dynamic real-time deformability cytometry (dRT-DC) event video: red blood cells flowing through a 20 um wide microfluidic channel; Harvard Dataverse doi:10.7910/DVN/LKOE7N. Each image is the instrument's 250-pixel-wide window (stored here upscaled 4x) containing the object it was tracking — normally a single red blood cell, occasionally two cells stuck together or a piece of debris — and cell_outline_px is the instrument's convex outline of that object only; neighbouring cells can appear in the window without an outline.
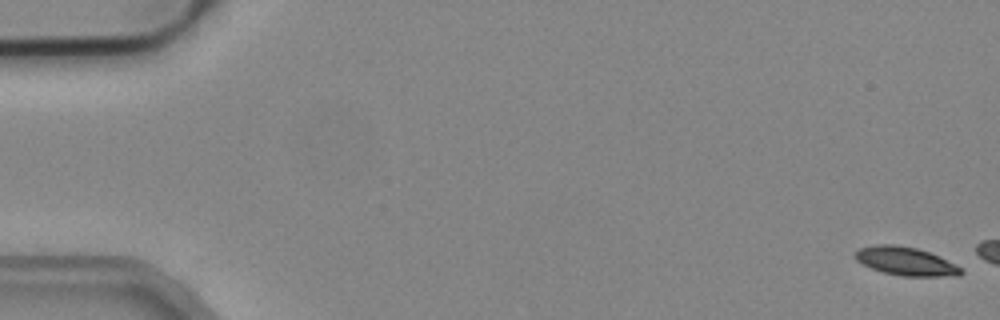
{"species": "common noctule bat (a hibernating species)", "species_latin": "Nyctalus noctula", "temperature_condition": "cold", "stored_images_in_passage": 6, "camera_frame_rate_fps": 3000, "um_per_image_px": 0.085, "animal": {"sex": "male", "body_mass_g": 19.2, "forearm_length_mm": 51.8}, "frame": {"image": 1, "passage_image": 1, "time_ms": 0.0, "image_size_px": [1000, 320], "cell_outline_px": [[964, 272], [960, 276], [900, 276], [880, 272], [856, 260], [852, 256], [860, 248], [876, 244], [892, 244], [916, 248], [928, 252], [956, 264], [964, 268]], "centroid_in_image_um": [77.0, 22.22], "position_along_channel_um": 8.0, "area_um2": 17.63}}